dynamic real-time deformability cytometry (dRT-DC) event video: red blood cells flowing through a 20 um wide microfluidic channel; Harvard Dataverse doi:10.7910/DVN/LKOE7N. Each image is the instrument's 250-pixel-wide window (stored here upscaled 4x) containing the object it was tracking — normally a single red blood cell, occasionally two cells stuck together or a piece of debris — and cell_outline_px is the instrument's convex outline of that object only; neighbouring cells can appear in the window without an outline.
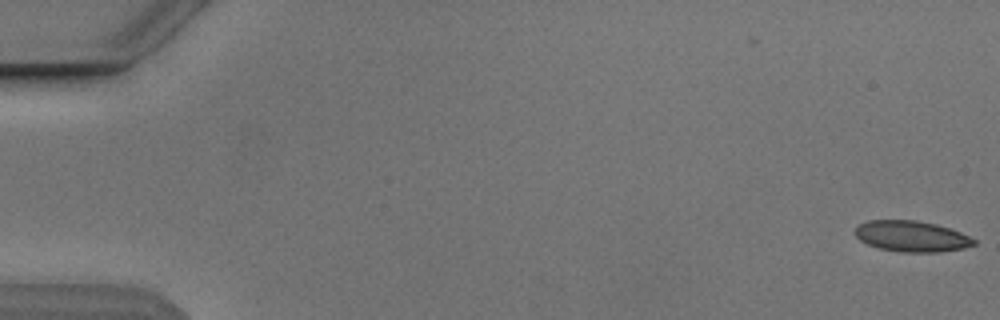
{"species": "Egyptian fruit bat (a non-hibernating species)", "species_latin": "Rousettus aegyptiacus", "temperature_condition": "cold", "stored_images_in_passage": 5, "camera_frame_rate_fps": 3000, "um_per_image_px": 0.085, "animal": {"sex": "male"}, "frame": {"image": 1, "passage_image": 1, "time_ms": 0.0, "image_size_px": [1000, 320], "cell_outline_px": [[976, 244], [964, 248], [940, 252], [900, 252], [880, 248], [868, 244], [860, 240], [852, 232], [860, 224], [868, 220], [916, 220], [936, 224], [960, 232], [976, 240]], "centroid_in_image_um": [77.47, 20.08], "position_along_channel_um": 7.5, "area_um2": 21.39}}